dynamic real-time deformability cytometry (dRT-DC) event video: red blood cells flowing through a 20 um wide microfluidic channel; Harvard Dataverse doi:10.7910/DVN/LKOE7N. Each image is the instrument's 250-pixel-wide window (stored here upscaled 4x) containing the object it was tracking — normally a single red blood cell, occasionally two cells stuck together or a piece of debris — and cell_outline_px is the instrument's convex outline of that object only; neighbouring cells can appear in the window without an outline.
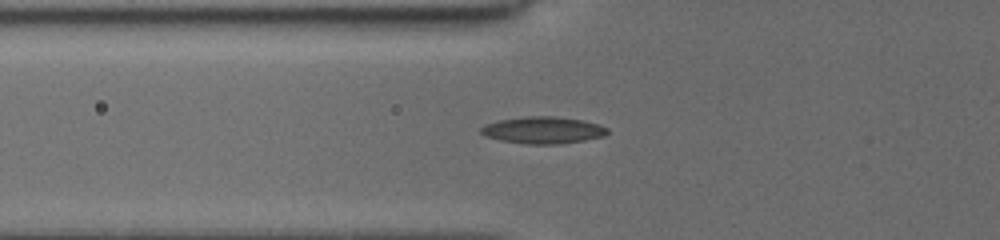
{"species": "common noctule bat (a hibernating species)", "species_latin": "Nyctalus noctula", "temperature_condition": "cold", "stored_images_in_passage": 65, "camera_frame_rate_fps": 3000, "um_per_image_px": 0.085, "animal": {"sex": "female", "body_mass_g": 19.5, "forearm_length_mm": 54.1}, "frame": {"image": 1, "passage_image": 25, "time_ms": 5.333, "image_size_px": [1000, 240], "cell_outline_px": [[608, 132], [604, 136], [584, 140], [560, 144], [524, 144], [500, 140], [484, 136], [480, 132], [480, 128], [488, 124], [500, 120], [524, 116], [556, 116], [580, 120], [596, 124], [608, 128]], "centroid_in_image_um": [46.14, 11.07], "position_along_channel_um": 79.7, "area_um2": 19.71}}
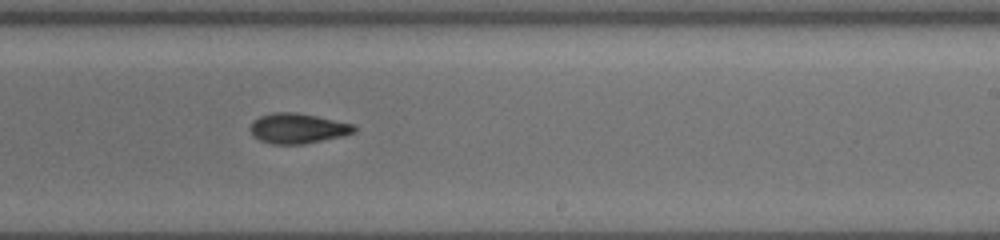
{"frame": {"image": 2, "passage_image": 42, "time_ms": 10.0, "image_size_px": [1000, 240], "cell_outline_px": [[356, 132], [344, 136], [304, 144], [272, 144], [260, 140], [252, 136], [248, 128], [252, 120], [260, 116], [272, 112], [296, 112], [356, 124]], "centroid_in_image_um": [25.3, 10.91], "position_along_channel_um": 263.7, "area_um2": 18.61}}
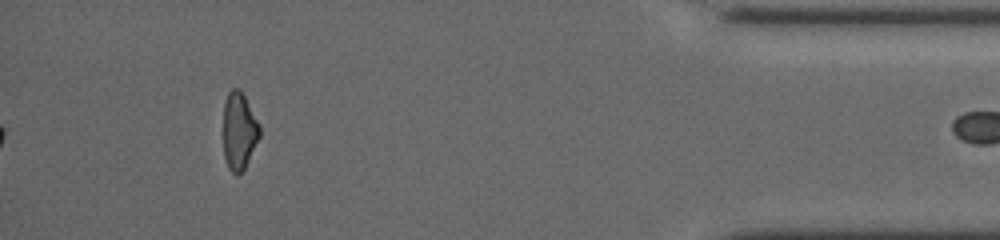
{"frame": {"image": 3, "passage_image": 64, "time_ms": 15.0, "image_size_px": [1000, 240], "cell_outline_px": [[260, 136], [244, 168], [236, 176], [228, 168], [224, 156], [224, 100], [228, 92], [232, 88], [236, 88], [244, 96], [260, 128]], "centroid_in_image_um": [20.3, 11.15], "position_along_channel_um": 414.9, "area_um2": 15.95}}